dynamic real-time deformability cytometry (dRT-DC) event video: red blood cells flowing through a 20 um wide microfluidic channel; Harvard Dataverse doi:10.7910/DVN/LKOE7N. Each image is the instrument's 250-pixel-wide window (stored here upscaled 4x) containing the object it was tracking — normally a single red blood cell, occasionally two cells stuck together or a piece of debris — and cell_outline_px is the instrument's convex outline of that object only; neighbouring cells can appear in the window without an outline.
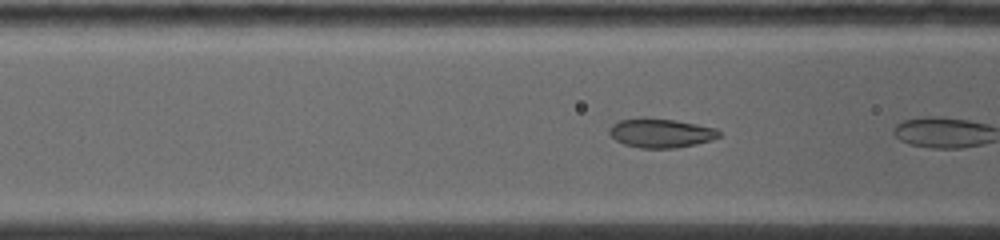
{"species": "common noctule bat (a hibernating species)", "species_latin": "Nyctalus noctula", "temperature_condition": "warm", "stored_images_in_passage": 10, "camera_frame_rate_fps": 5000, "um_per_image_px": 0.085, "animal": {"sex": "female", "body_mass_g": 19.0, "forearm_length_mm": 53.3}, "frame": {"image": 1, "passage_image": 9, "time_ms": 1.4, "image_size_px": [1000, 240], "cell_outline_px": [[720, 136], [712, 140], [696, 144], [676, 148], [640, 148], [624, 144], [616, 140], [608, 132], [608, 128], [612, 124], [620, 120], [640, 116], [644, 116], [676, 120], [716, 128], [720, 132]], "centroid_in_image_um": [56.14, 11.29], "position_along_channel_um": 110.5, "area_um2": 18.96}}